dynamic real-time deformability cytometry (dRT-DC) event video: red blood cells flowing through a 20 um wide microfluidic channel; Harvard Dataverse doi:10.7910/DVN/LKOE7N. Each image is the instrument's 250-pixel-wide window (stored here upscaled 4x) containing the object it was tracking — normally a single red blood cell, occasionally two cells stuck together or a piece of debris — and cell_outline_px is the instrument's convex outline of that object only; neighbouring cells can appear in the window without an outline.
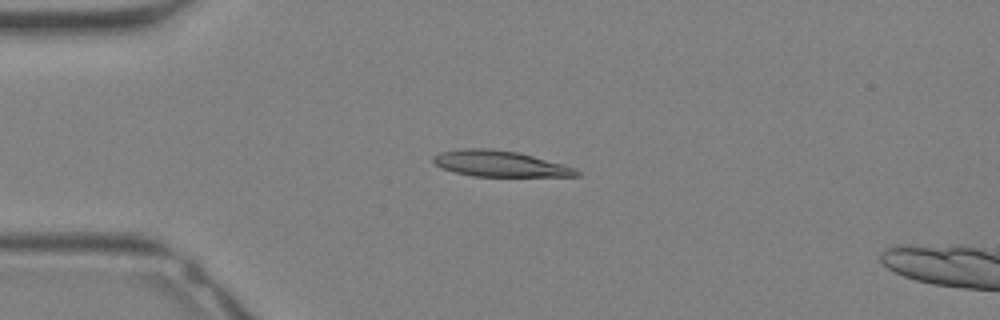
{"species": "Egyptian fruit bat (a non-hibernating species)", "species_latin": "Rousettus aegyptiacus", "temperature_condition": "warm", "stored_images_in_passage": 3, "camera_frame_rate_fps": 3000, "um_per_image_px": 0.085, "animal": {"sex": "female"}, "frame": {"image": 1, "passage_image": 1, "time_ms": 0.0, "image_size_px": [1000, 320], "cell_outline_px": [[580, 176], [472, 176], [440, 168], [432, 160], [432, 156], [440, 152], [464, 148], [492, 148], [516, 152], [564, 164], [576, 168], [580, 172]], "centroid_in_image_um": [42.47, 13.91], "position_along_channel_um": 42.5, "area_um2": 21.62}}